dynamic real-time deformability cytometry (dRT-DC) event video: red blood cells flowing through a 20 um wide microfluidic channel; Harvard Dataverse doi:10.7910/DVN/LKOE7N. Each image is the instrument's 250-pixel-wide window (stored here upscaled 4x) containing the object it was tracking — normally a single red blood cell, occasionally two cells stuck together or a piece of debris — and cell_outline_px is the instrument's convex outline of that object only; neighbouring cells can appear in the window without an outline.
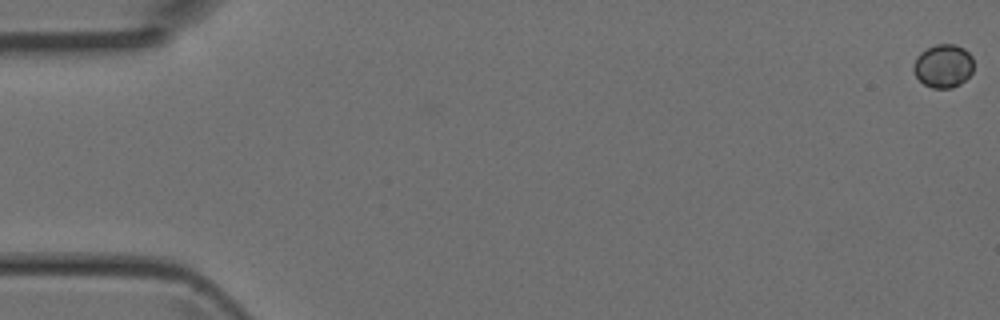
{"species": "Egyptian fruit bat (a non-hibernating species)", "species_latin": "Rousettus aegyptiacus", "temperature_condition": "room temperature", "stored_images_in_passage": 5, "camera_frame_rate_fps": 3000, "um_per_image_px": 0.085, "animal": {"sex": "female"}, "frame": {"image": 1, "passage_image": 1, "time_ms": 0.0, "image_size_px": [1000, 320], "cell_outline_px": [[972, 72], [960, 84], [952, 88], [932, 88], [924, 84], [916, 76], [912, 68], [916, 56], [920, 52], [936, 44], [956, 44], [964, 48], [972, 56]], "centroid_in_image_um": [80.16, 5.6], "position_along_channel_um": 4.8, "area_um2": 15.2}}
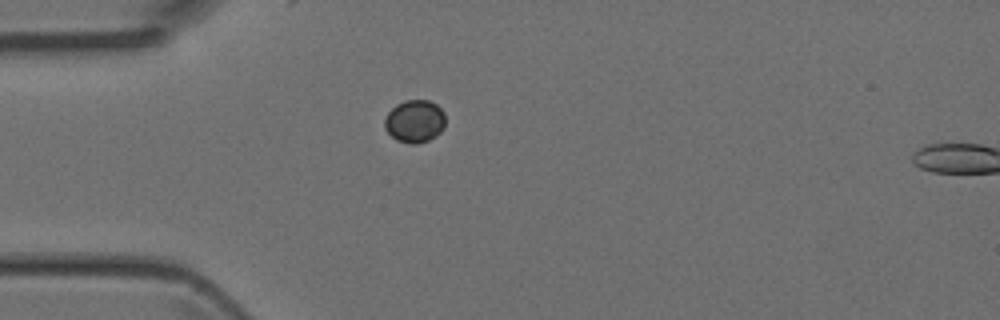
{"frame": {"image": 2, "passage_image": 4, "time_ms": 1.0, "image_size_px": [1000, 320], "cell_outline_px": [[444, 128], [436, 136], [428, 140], [416, 144], [412, 144], [396, 140], [384, 128], [384, 120], [388, 112], [396, 104], [404, 100], [428, 100], [436, 104], [444, 112]], "centroid_in_image_um": [35.24, 10.3], "position_along_channel_um": 49.8, "area_um2": 15.14}}